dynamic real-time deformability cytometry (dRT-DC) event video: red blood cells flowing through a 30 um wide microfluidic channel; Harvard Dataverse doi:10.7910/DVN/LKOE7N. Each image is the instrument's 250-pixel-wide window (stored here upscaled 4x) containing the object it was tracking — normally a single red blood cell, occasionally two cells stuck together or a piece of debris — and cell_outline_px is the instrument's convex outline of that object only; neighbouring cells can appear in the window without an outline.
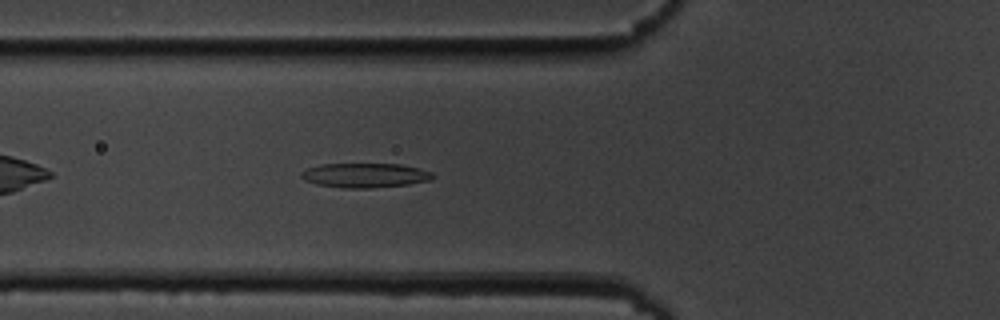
{"species": "common noctule bat (a hibernating species)", "species_latin": "Nyctalus noctula", "temperature_condition": "cold", "stored_images_in_passage": 38, "camera_frame_rate_fps": 3000, "um_per_image_px": 0.085, "animal": {"sex": "male", "body_mass_g": 19.5, "forearm_length_mm": 54.6}, "frame": {"image": 1, "passage_image": 7, "time_ms": 2.0, "image_size_px": [1000, 320], "cell_outline_px": [[436, 176], [432, 180], [408, 184], [372, 188], [344, 188], [316, 184], [304, 180], [300, 176], [300, 172], [308, 168], [320, 164], [400, 164], [420, 168], [432, 172]], "centroid_in_image_um": [31.04, 14.9], "position_along_channel_um": 94.8, "area_um2": 18.9}}
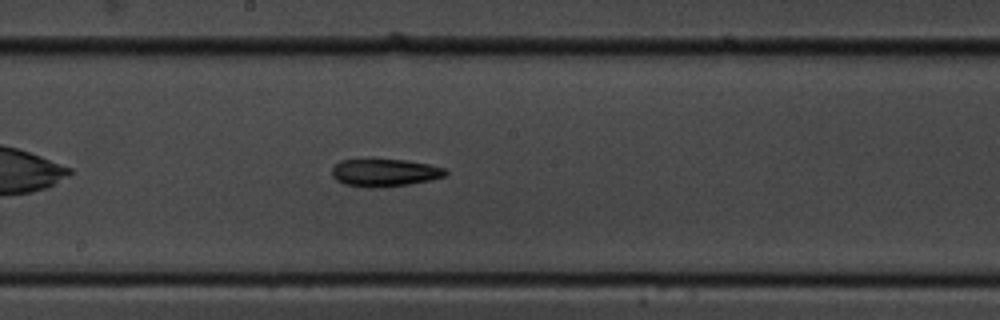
{"frame": {"image": 2, "passage_image": 17, "time_ms": 5.333, "image_size_px": [1000, 320], "cell_outline_px": [[448, 172], [444, 176], [432, 180], [408, 184], [380, 188], [372, 188], [344, 184], [336, 180], [332, 176], [332, 168], [340, 160], [408, 160], [428, 164], [444, 168]], "centroid_in_image_um": [32.7, 14.69], "position_along_channel_um": 215.5, "area_um2": 18.21}}
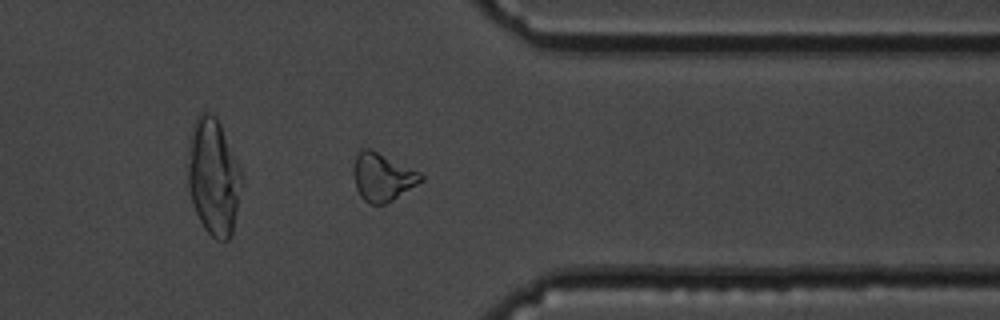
{"frame": {"image": 3, "passage_image": 31, "time_ms": 10.0, "image_size_px": [1000, 320], "cell_outline_px": [[424, 180], [392, 200], [384, 204], [368, 204], [360, 196], [356, 188], [352, 172], [352, 168], [356, 156], [360, 148], [372, 148], [420, 172], [424, 176]], "centroid_in_image_um": [32.48, 15.02], "position_along_channel_um": 378.9, "area_um2": 19.07}, "authors_computed_cell_mechanics": {"area_um2": 18.1203, "velocity_mm_per_s": 3.612, "shape_relaxation_time_tau1_ms": 6.7497, "shape_relaxation_time_tau2_ms": null, "deformation_change_tau1": 0.1592, "deformation_change_tau2": null}}